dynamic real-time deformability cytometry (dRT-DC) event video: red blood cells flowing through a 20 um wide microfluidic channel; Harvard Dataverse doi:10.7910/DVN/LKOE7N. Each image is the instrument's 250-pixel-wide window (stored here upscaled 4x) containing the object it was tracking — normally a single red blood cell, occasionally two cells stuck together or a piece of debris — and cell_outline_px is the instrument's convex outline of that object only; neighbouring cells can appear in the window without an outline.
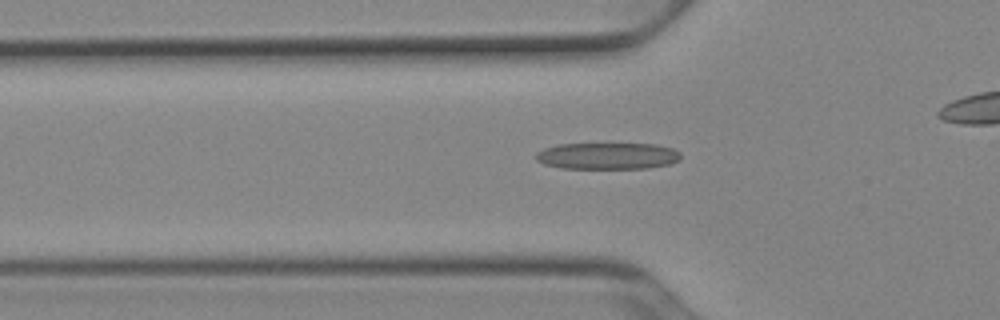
{"species": "Egyptian fruit bat (a non-hibernating species)", "species_latin": "Rousettus aegyptiacus", "temperature_condition": "cold", "stored_images_in_passage": 43, "camera_frame_rate_fps": 3000, "um_per_image_px": 0.085, "animal": {"sex": "female"}, "frame": {"image": 1, "passage_image": 18, "time_ms": 5.667, "image_size_px": [1000, 320], "cell_outline_px": [[680, 160], [668, 164], [648, 168], [560, 168], [544, 164], [536, 160], [536, 152], [544, 148], [556, 144], [656, 144], [672, 148], [680, 152]], "centroid_in_image_um": [51.62, 13.25], "position_along_channel_um": 74.2, "area_um2": 22.48}}
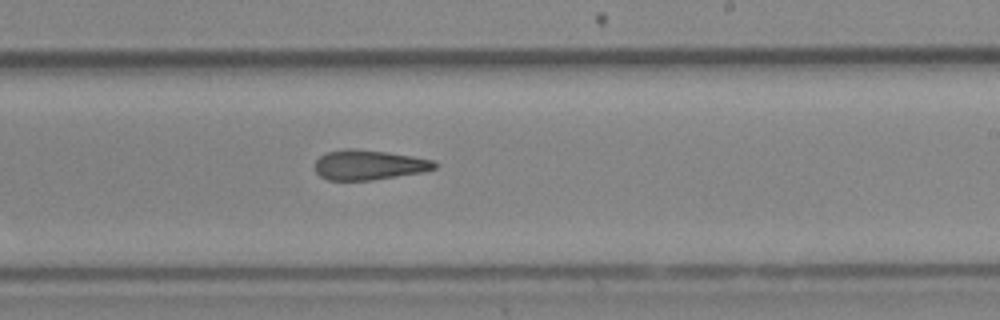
{"frame": {"image": 2, "passage_image": 32, "time_ms": 10.333, "image_size_px": [1000, 320], "cell_outline_px": [[436, 168], [424, 172], [372, 180], [328, 180], [320, 176], [316, 172], [316, 160], [320, 156], [328, 152], [344, 148], [352, 148], [388, 152], [412, 156], [432, 160], [436, 164]], "centroid_in_image_um": [31.35, 14.01], "position_along_channel_um": 257.7, "area_um2": 20.81}}
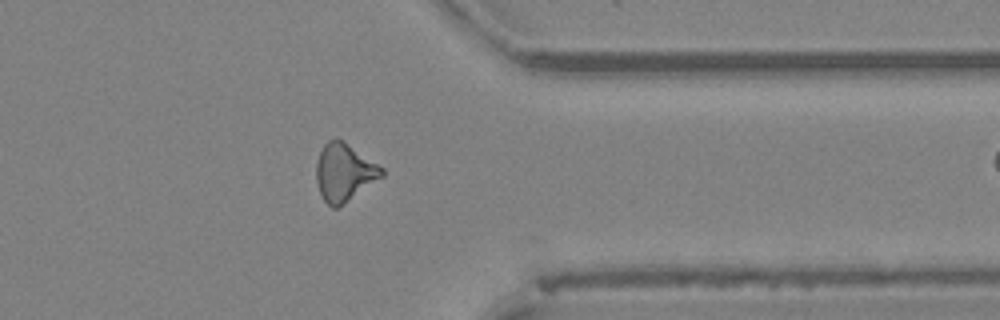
{"frame": {"image": 3, "passage_image": 42, "time_ms": 13.667, "image_size_px": [1000, 320], "cell_outline_px": [[384, 176], [336, 208], [332, 208], [324, 200], [320, 192], [316, 180], [316, 164], [320, 152], [324, 144], [328, 140], [336, 136], [384, 168]], "centroid_in_image_um": [29.25, 14.63], "position_along_channel_um": 382.1, "area_um2": 21.79}}